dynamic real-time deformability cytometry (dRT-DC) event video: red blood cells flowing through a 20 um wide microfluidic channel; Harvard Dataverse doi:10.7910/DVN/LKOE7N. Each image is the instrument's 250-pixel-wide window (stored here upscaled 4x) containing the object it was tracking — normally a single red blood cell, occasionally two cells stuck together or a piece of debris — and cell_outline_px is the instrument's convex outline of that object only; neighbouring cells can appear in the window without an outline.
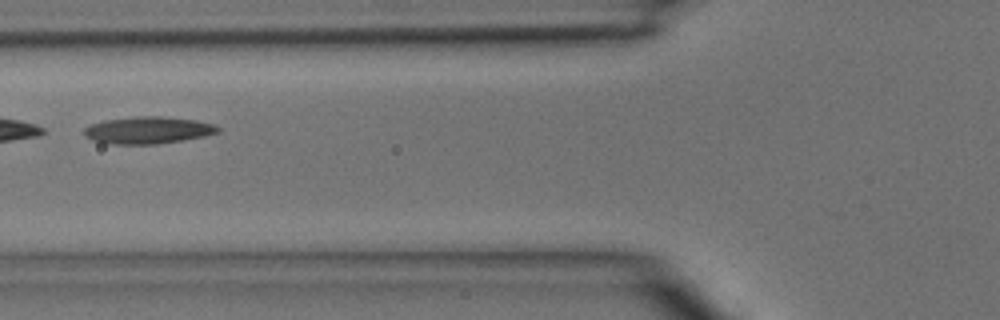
{"species": "common noctule bat (a hibernating species)", "species_latin": "Nyctalus noctula", "temperature_condition": "room temperature", "stored_images_in_passage": 3, "camera_frame_rate_fps": 3000, "um_per_image_px": 0.085, "animal": {"sex": "male", "body_mass_g": 15.6}, "frame": {"image": 1, "passage_image": 3, "time_ms": 0.667, "image_size_px": [1000, 320], "cell_outline_px": [[220, 132], [204, 136], [184, 140], [156, 144], [112, 144], [92, 140], [84, 136], [84, 128], [92, 124], [104, 120], [136, 116], [160, 116], [196, 120], [216, 124], [220, 128]], "centroid_in_image_um": [12.6, 11.06], "position_along_channel_um": 113.2, "area_um2": 21.21}}